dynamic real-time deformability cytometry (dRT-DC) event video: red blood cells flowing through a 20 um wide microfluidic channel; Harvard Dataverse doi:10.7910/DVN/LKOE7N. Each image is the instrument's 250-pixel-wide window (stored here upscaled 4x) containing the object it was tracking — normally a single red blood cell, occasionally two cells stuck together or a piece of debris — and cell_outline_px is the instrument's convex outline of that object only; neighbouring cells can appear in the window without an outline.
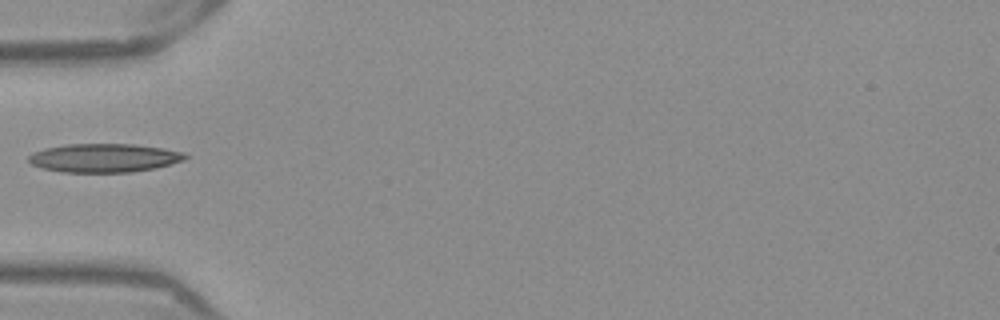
{"species": "Egyptian fruit bat (a non-hibernating species)", "species_latin": "Rousettus aegyptiacus", "temperature_condition": "warm", "stored_images_in_passage": 35, "camera_frame_rate_fps": 3000, "um_per_image_px": 0.085, "frame": {"image": 1, "passage_image": 1, "time_ms": 0.0, "image_size_px": [1000, 320], "cell_outline_px": [[188, 156], [184, 160], [156, 168], [132, 172], [60, 172], [40, 168], [32, 164], [28, 160], [28, 156], [32, 152], [44, 148], [68, 144], [132, 144], [164, 148], [184, 152]], "centroid_in_image_um": [8.83, 13.42], "position_along_channel_um": 76.2, "area_um2": 26.3}}
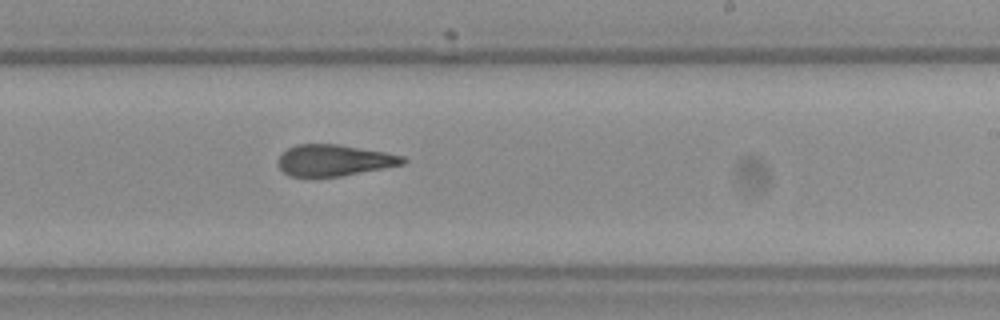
{"frame": {"image": 2, "passage_image": 15, "time_ms": 4.667, "image_size_px": [1000, 320], "cell_outline_px": [[408, 160], [404, 164], [384, 168], [340, 176], [288, 176], [280, 168], [280, 156], [288, 148], [296, 144], [340, 144], [384, 152], [404, 156]], "centroid_in_image_um": [28.44, 13.62], "position_along_channel_um": 260.6, "area_um2": 22.54}}
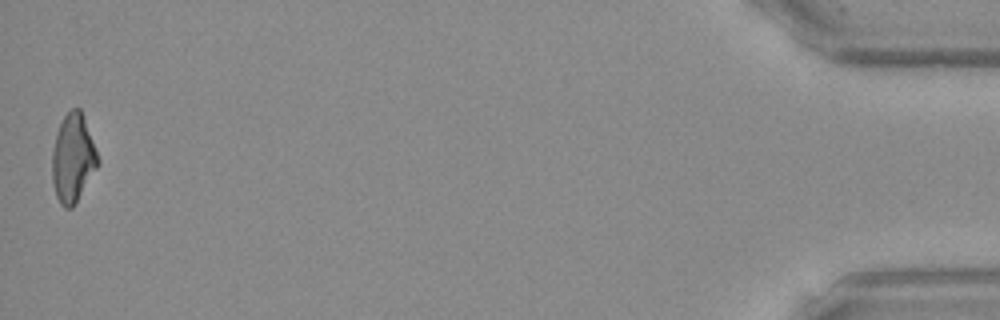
{"frame": {"image": 3, "passage_image": 35, "time_ms": 11.333, "image_size_px": [1000, 320], "cell_outline_px": [[100, 164], [72, 208], [64, 208], [60, 204], [56, 196], [52, 180], [52, 152], [56, 132], [64, 116], [72, 108], [80, 108], [84, 116], [100, 160]], "centroid_in_image_um": [6.2, 13.45], "position_along_channel_um": 429.0, "area_um2": 23.64}}